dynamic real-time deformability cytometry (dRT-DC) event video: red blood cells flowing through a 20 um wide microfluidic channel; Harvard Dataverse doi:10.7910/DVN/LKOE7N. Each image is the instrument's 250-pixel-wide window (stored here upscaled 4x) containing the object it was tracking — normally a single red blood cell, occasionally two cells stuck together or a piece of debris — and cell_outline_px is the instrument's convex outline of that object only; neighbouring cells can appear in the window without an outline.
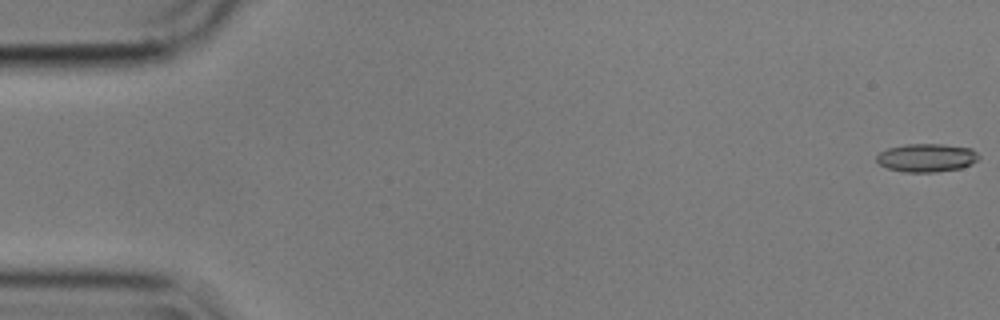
{"species": "common noctule bat (a hibernating species)", "species_latin": "Nyctalus noctula", "temperature_condition": "cold", "stored_images_in_passage": 12, "camera_frame_rate_fps": 3000, "um_per_image_px": 0.085, "animal": {"sex": "male", "body_mass_g": 17.9}, "frame": {"image": 1, "passage_image": 1, "time_ms": 0.0, "image_size_px": [1000, 320], "cell_outline_px": [[980, 156], [972, 164], [960, 168], [936, 172], [904, 172], [888, 168], [880, 164], [876, 160], [876, 156], [880, 152], [888, 148], [904, 144], [940, 144], [972, 148]], "centroid_in_image_um": [78.76, 13.4], "position_along_channel_um": 6.2, "area_um2": 16.82}}